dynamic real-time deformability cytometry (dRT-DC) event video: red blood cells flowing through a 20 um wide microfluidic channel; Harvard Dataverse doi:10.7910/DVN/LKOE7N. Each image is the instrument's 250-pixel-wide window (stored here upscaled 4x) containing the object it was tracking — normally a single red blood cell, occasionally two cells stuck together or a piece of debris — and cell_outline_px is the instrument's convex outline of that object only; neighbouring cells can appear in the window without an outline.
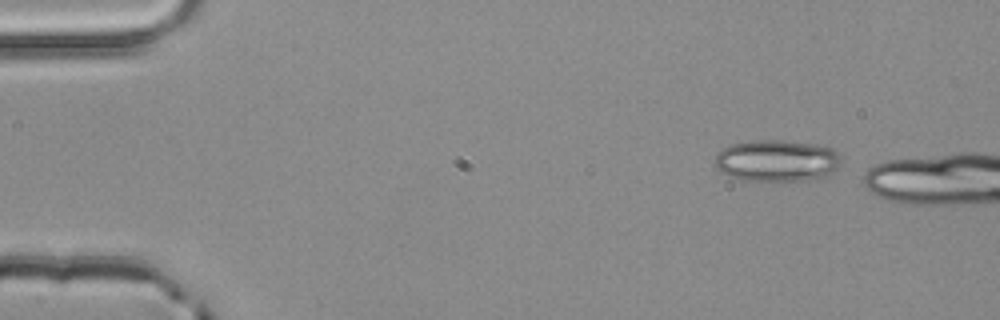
{"species": "common noctule bat (a hibernating species)", "species_latin": "Nyctalus noctula", "temperature_condition": "room temperature", "stored_images_in_passage": 3, "camera_frame_rate_fps": 3000, "um_per_image_px": 0.085, "animal": {"sex": "male", "body_mass_g": 20.4}, "frame": {"image": 1, "passage_image": 1, "time_ms": 0.0, "image_size_px": [1000, 320], "cell_outline_px": [[844, 156], [840, 164], [832, 172], [816, 180], [740, 180], [728, 176], [716, 168], [712, 160], [728, 144], [748, 140], [784, 140], [816, 144], [832, 148], [840, 152]], "centroid_in_image_um": [66.04, 13.64], "position_along_channel_um": 19.0, "area_um2": 31.27}}